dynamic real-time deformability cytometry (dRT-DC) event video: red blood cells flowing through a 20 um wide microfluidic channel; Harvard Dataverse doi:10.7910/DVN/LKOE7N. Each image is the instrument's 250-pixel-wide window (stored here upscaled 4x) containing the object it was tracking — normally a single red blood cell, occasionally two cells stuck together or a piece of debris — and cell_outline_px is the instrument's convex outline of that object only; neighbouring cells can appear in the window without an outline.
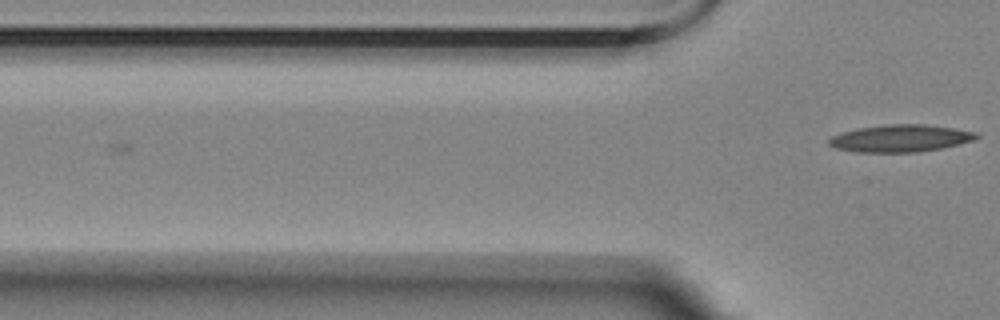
{"species": "Egyptian fruit bat (a non-hibernating species)", "species_latin": "Rousettus aegyptiacus", "temperature_condition": "room temperature", "stored_images_in_passage": 6, "camera_frame_rate_fps": 3000, "um_per_image_px": 0.085, "animal": {"sex": "female"}, "frame": {"image": 1, "passage_image": 6, "time_ms": 6.667, "image_size_px": [1000, 320], "cell_outline_px": [[980, 136], [976, 140], [960, 144], [920, 152], [856, 152], [836, 148], [828, 144], [828, 140], [832, 136], [856, 128], [888, 124], [924, 124], [952, 128], [976, 132]], "centroid_in_image_um": [76.55, 11.76], "position_along_channel_um": 49.2, "area_um2": 23.41}}